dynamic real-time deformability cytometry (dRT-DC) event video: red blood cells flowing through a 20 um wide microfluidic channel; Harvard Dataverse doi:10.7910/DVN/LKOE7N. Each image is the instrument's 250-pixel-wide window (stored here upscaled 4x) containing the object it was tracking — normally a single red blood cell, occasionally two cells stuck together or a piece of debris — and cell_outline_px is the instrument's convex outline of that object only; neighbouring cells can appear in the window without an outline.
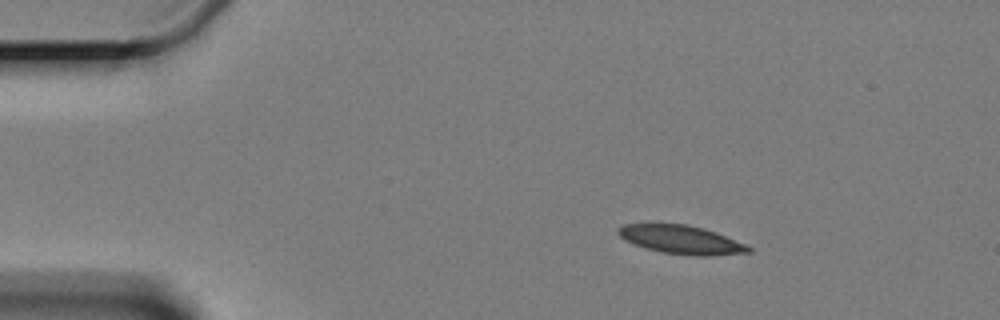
{"species": "Egyptian fruit bat (a non-hibernating species)", "species_latin": "Rousettus aegyptiacus", "temperature_condition": "cold", "stored_images_in_passage": 3, "camera_frame_rate_fps": 3000, "um_per_image_px": 0.085, "animal": {"sex": "female"}, "frame": {"image": 1, "passage_image": 1, "time_ms": 0.0, "image_size_px": [1000, 320], "cell_outline_px": [[752, 252], [712, 256], [692, 256], [660, 252], [644, 248], [624, 240], [616, 232], [624, 224], [688, 224], [704, 228], [716, 232], [744, 244], [752, 248]], "centroid_in_image_um": [57.91, 20.38], "position_along_channel_um": 27.1, "area_um2": 21.73}}